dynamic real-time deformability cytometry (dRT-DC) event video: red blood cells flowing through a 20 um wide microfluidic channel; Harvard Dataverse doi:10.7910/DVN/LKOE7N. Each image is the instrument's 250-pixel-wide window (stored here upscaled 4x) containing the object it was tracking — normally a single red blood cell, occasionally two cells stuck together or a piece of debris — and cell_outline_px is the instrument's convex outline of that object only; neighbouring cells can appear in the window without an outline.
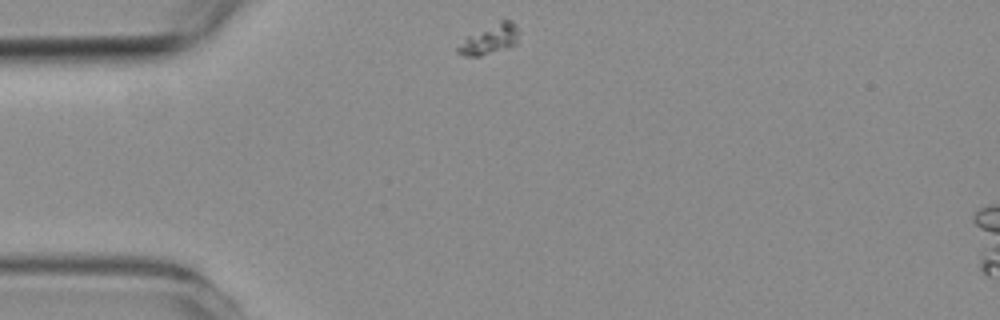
{"species": "common noctule bat (a hibernating species)", "species_latin": "Nyctalus noctula", "temperature_condition": "room temperature", "stored_images_in_passage": 2, "camera_frame_rate_fps": 3000, "um_per_image_px": 0.085, "animal": {"sex": "female", "body_mass_g": 19.3, "forearm_length_mm": 54.1}, "frame": {"image": 1, "passage_image": 1, "time_ms": 0.0, "image_size_px": [1000, 320], "cell_outline_px": [[516, 44], [508, 48], [480, 56], [464, 56], [456, 52], [456, 48], [468, 36], [500, 20], [512, 20], [516, 24]], "centroid_in_image_um": [41.61, 3.36], "position_along_channel_um": 43.4, "area_um2": 10.29}}